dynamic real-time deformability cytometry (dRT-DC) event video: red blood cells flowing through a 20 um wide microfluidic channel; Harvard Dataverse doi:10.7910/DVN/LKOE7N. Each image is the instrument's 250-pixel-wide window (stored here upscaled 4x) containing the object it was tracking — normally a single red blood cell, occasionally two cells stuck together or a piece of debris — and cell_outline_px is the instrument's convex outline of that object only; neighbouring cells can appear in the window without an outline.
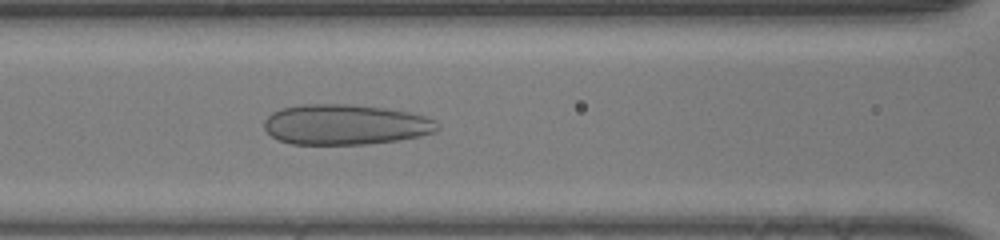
{"species": "human", "species_latin": "Homo sapiens", "temperature_condition": "room temperature", "stored_images_in_passage": 46, "camera_frame_rate_fps": 3000, "um_per_image_px": 0.085, "donor": {"sex": "male"}, "frame": {"image": 1, "passage_image": 21, "time_ms": 6.667, "image_size_px": [1000, 240], "cell_outline_px": [[440, 128], [432, 132], [416, 136], [396, 140], [368, 144], [292, 144], [280, 140], [272, 136], [264, 128], [264, 120], [272, 112], [280, 108], [300, 104], [348, 104], [384, 108], [408, 112], [424, 116], [436, 120], [440, 124]], "centroid_in_image_um": [29.32, 10.58], "position_along_channel_um": 137.3, "area_um2": 40.63}}
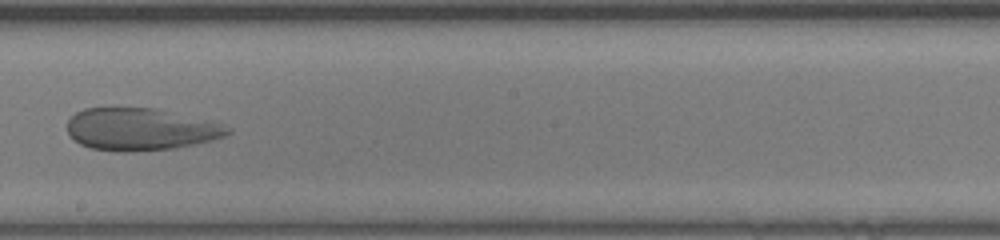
{"frame": {"image": 2, "passage_image": 28, "time_ms": 9.0, "image_size_px": [1000, 240], "cell_outline_px": [[232, 132], [224, 136], [212, 140], [176, 148], [124, 152], [92, 148], [80, 144], [68, 132], [68, 120], [76, 112], [84, 108], [156, 108], [220, 124], [232, 128]], "centroid_in_image_um": [11.94, 10.99], "position_along_channel_um": 236.3, "area_um2": 39.02}}
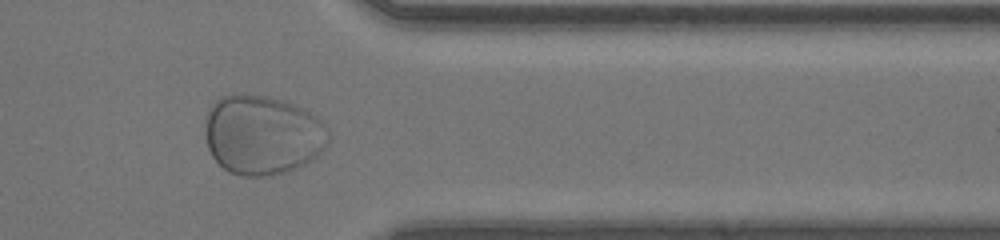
{"frame": {"image": 3, "passage_image": 39, "time_ms": 12.667, "image_size_px": [1000, 240], "cell_outline_px": [[332, 140], [312, 160], [288, 172], [272, 176], [240, 176], [228, 172], [212, 156], [208, 148], [204, 136], [204, 120], [208, 108], [220, 96], [240, 92], [268, 96], [284, 100], [324, 120], [328, 128]], "centroid_in_image_um": [22.3, 11.45], "position_along_channel_um": 389.1, "area_um2": 58.49}}